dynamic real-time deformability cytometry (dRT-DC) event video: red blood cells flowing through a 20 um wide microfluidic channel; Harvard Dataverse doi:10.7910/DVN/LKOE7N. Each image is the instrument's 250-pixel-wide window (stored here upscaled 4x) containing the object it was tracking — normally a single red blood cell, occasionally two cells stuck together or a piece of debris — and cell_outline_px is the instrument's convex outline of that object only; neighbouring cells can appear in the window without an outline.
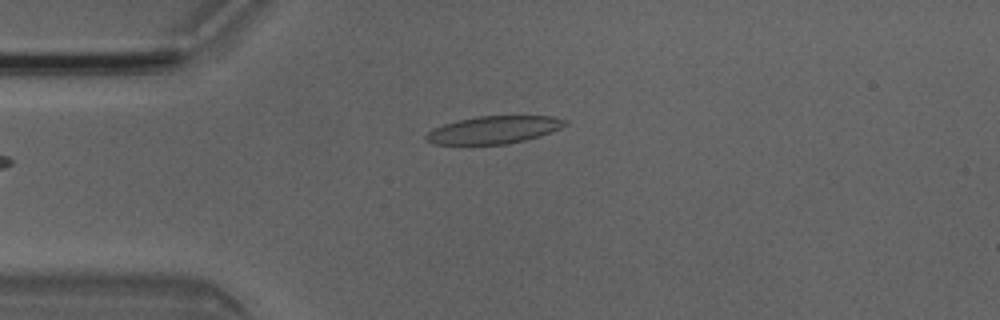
{"species": "Egyptian fruit bat (a non-hibernating species)", "species_latin": "Rousettus aegyptiacus", "temperature_condition": "room temperature", "stored_images_in_passage": 6, "camera_frame_rate_fps": 3000, "um_per_image_px": 0.085, "animal": {"sex": "male"}, "frame": {"image": 1, "passage_image": 3, "time_ms": 0.667, "image_size_px": [1000, 320], "cell_outline_px": [[568, 124], [560, 128], [540, 136], [508, 144], [432, 144], [424, 140], [424, 136], [432, 128], [456, 120], [476, 116], [552, 116], [568, 120]], "centroid_in_image_um": [41.94, 11.03], "position_along_channel_um": 43.1, "area_um2": 22.48}}